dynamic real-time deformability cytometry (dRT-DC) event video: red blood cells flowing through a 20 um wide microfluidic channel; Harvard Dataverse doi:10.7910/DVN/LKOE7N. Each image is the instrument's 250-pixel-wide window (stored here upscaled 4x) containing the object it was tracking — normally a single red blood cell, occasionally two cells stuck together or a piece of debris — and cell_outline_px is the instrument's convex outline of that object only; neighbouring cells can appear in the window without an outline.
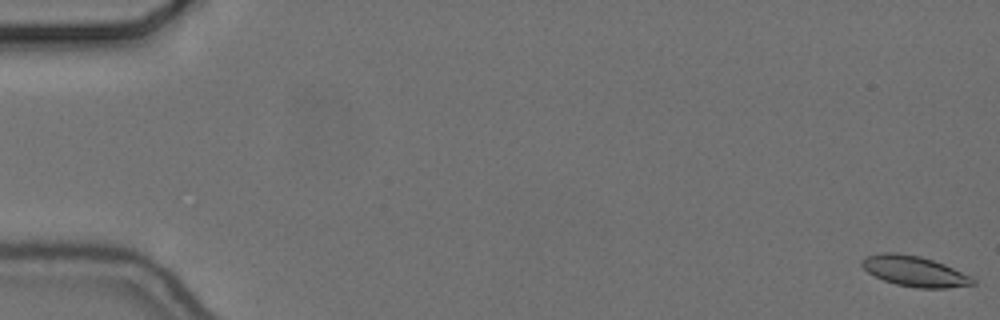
{"species": "common noctule bat (a hibernating species)", "species_latin": "Nyctalus noctula", "temperature_condition": "cold", "stored_images_in_passage": 57, "camera_frame_rate_fps": 3000, "um_per_image_px": 0.085, "animal": {"sex": "female", "body_mass_g": 24.6, "forearm_length_mm": 56.2}, "frame": {"image": 1, "passage_image": 1, "time_ms": 0.0, "image_size_px": [1000, 320], "cell_outline_px": [[976, 284], [948, 288], [916, 288], [896, 284], [884, 280], [868, 272], [860, 264], [860, 260], [864, 256], [884, 252], [896, 252], [920, 256], [944, 264], [972, 276], [976, 280]], "centroid_in_image_um": [77.74, 23.05], "position_along_channel_um": 7.3, "area_um2": 19.83}}
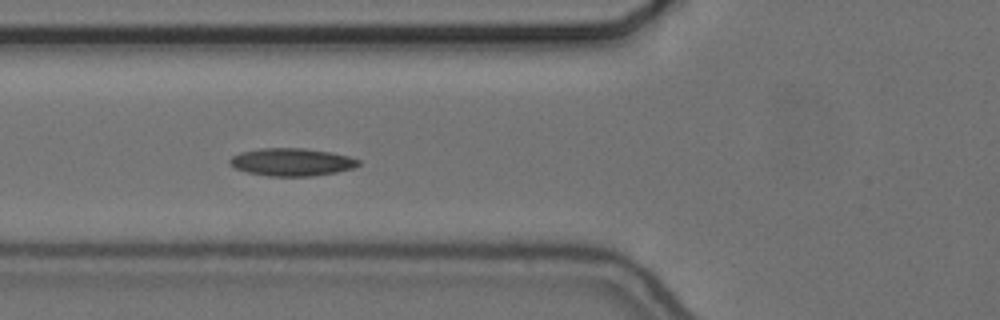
{"frame": {"image": 2, "passage_image": 22, "time_ms": 7.0, "image_size_px": [1000, 320], "cell_outline_px": [[360, 164], [352, 168], [336, 172], [312, 176], [268, 176], [248, 172], [236, 168], [228, 164], [228, 160], [232, 156], [240, 152], [260, 148], [304, 148], [332, 152], [348, 156], [360, 160]], "centroid_in_image_um": [24.78, 13.77], "position_along_channel_um": 101.0, "area_um2": 20.81}}
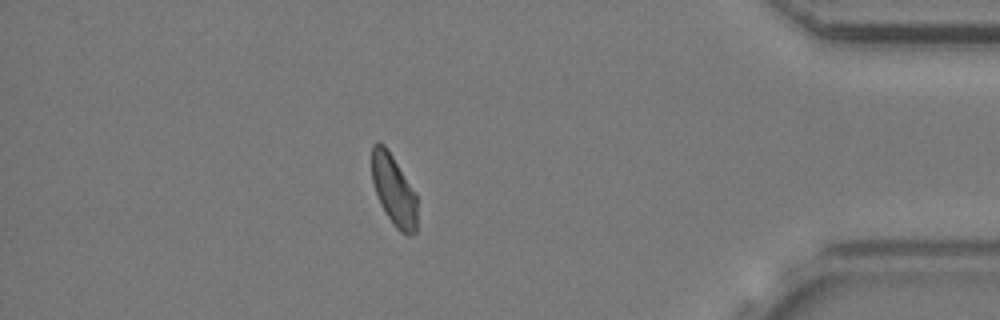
{"frame": {"image": 3, "passage_image": 50, "time_ms": 16.333, "image_size_px": [1000, 320], "cell_outline_px": [[416, 232], [408, 236], [400, 232], [396, 228], [384, 212], [380, 204], [372, 180], [372, 144], [376, 140], [384, 144], [416, 192]], "centroid_in_image_um": [33.46, 16.16], "position_along_channel_um": 401.7, "area_um2": 18.73}, "authors_computed_cell_mechanics": {"area_um2": 19.7098, "velocity_mm_per_s": 3.649, "shape_relaxation_time_tau1_ms": null, "shape_relaxation_time_tau2_ms": 4.6449, "deformation_change_tau1": null, "deformation_change_tau2": 0.0964}}